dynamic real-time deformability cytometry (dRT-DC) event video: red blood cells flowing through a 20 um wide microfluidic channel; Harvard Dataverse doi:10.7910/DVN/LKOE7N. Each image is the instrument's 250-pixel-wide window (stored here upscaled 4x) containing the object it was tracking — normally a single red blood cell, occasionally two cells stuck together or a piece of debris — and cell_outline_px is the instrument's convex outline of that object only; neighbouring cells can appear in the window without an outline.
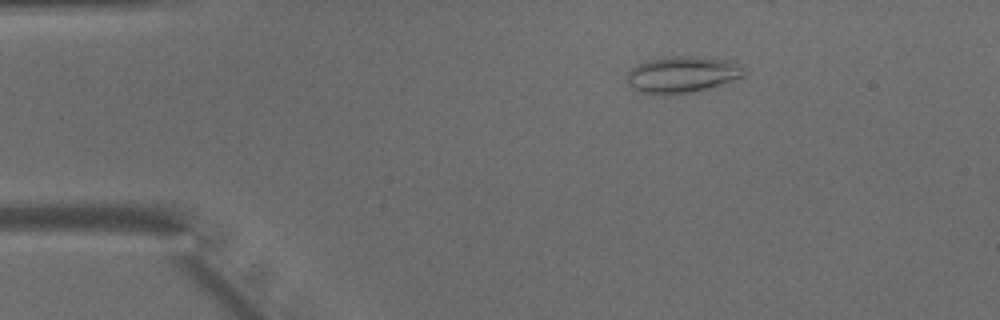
{"species": "common noctule bat (a hibernating species)", "species_latin": "Nyctalus noctula", "temperature_condition": "warm", "stored_images_in_passage": 42, "camera_frame_rate_fps": 3000, "um_per_image_px": 0.085, "animal": {"sex": "male", "body_mass_g": 15.6}, "frame": {"image": 1, "passage_image": 3, "time_ms": 0.667, "image_size_px": [1000, 320], "cell_outline_px": [[744, 76], [712, 88], [696, 92], [672, 96], [664, 96], [640, 92], [628, 84], [628, 72], [636, 64], [648, 60], [664, 56], [696, 56], [736, 60], [744, 68]], "centroid_in_image_um": [58.03, 6.34], "position_along_channel_um": 27.0, "area_um2": 25.72}}
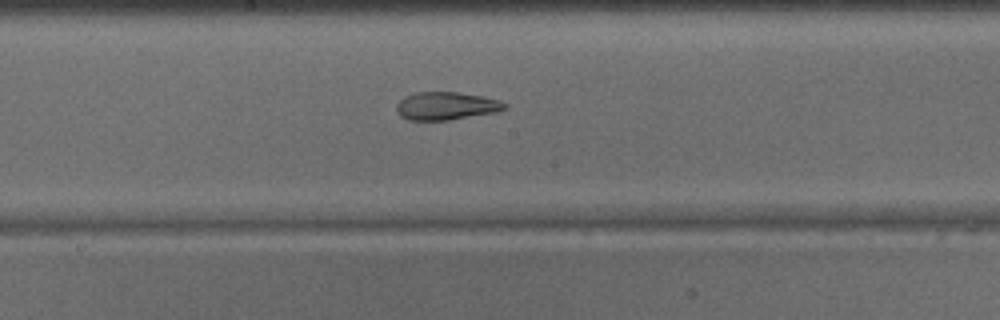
{"frame": {"image": 2, "passage_image": 20, "time_ms": 6.333, "image_size_px": [1000, 320], "cell_outline_px": [[508, 108], [496, 112], [448, 120], [408, 120], [400, 116], [396, 112], [396, 104], [404, 96], [416, 92], [460, 92], [484, 96], [500, 100], [508, 104]], "centroid_in_image_um": [37.93, 9.0], "position_along_channel_um": 210.3, "area_um2": 17.86}}
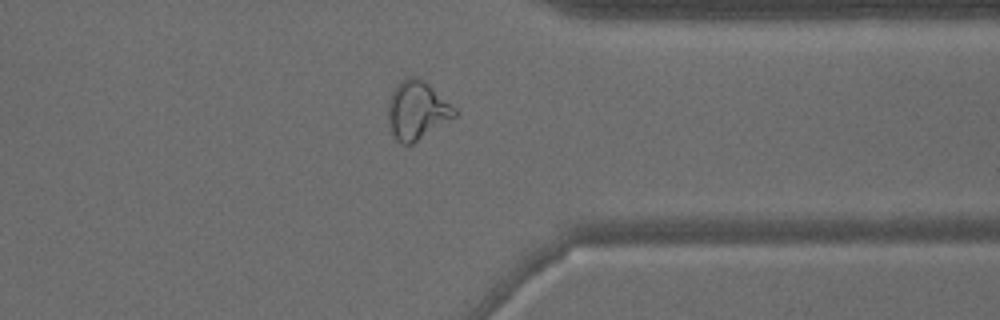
{"frame": {"image": 3, "passage_image": 32, "time_ms": 10.333, "image_size_px": [1000, 320], "cell_outline_px": [[456, 116], [412, 144], [404, 144], [396, 140], [388, 124], [388, 104], [392, 92], [400, 80], [408, 76], [412, 76], [424, 80], [456, 108]], "centroid_in_image_um": [35.43, 9.37], "position_along_channel_um": 376.0, "area_um2": 22.48}}